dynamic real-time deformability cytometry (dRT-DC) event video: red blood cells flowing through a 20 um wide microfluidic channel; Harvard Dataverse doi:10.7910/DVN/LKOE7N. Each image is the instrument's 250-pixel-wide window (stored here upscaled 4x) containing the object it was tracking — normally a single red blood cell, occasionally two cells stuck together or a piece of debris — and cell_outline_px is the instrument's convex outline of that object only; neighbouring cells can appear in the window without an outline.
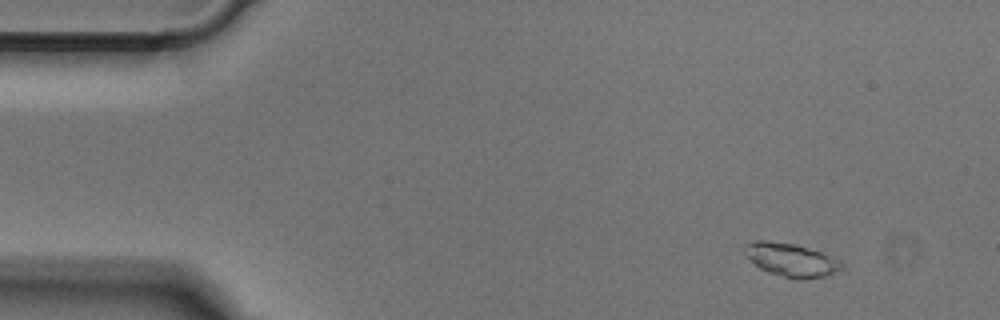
{"species": "Egyptian fruit bat (a non-hibernating species)", "species_latin": "Rousettus aegyptiacus", "temperature_condition": "cold", "stored_images_in_passage": 51, "segment_of_instrument_passage": [1, 2], "camera_frame_rate_fps": 3000, "um_per_image_px": 0.085, "animal": {"sex": "male"}, "frame": {"image": 1, "passage_image": 2, "time_ms": 0.333, "image_size_px": [1000, 320], "cell_outline_px": [[844, 268], [824, 276], [792, 280], [768, 272], [760, 268], [748, 256], [744, 244], [752, 240], [764, 240], [796, 244], [820, 252], [840, 260], [844, 264]], "centroid_in_image_um": [67.26, 22.09], "position_along_channel_um": 17.7, "area_um2": 18.67}}
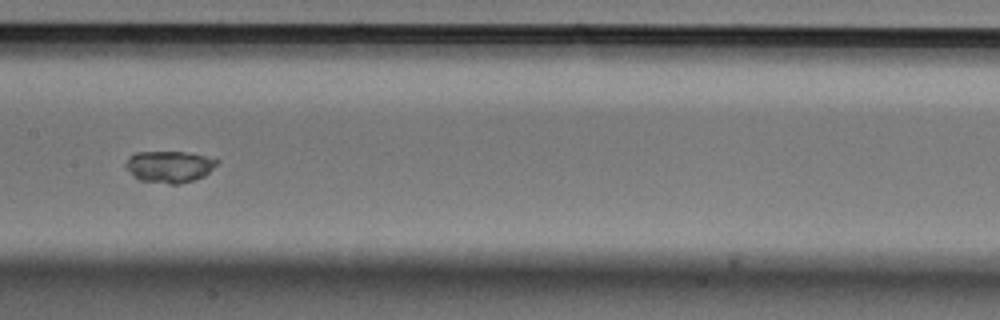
{"frame": {"image": 2, "passage_image": 23, "time_ms": 7.333, "image_size_px": [1000, 320], "cell_outline_px": [[220, 160], [204, 176], [192, 180], [176, 184], [168, 184], [140, 180], [124, 164], [128, 156], [136, 152], [184, 152], [204, 156]], "centroid_in_image_um": [14.38, 14.15], "position_along_channel_um": 193.0, "area_um2": 16.47}}
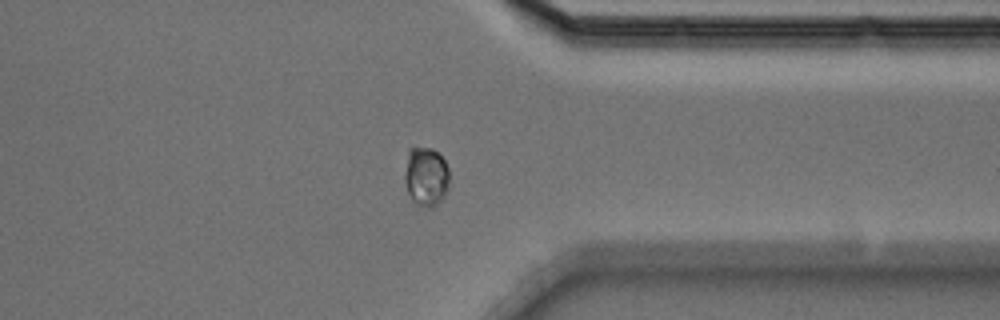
{"frame": {"image": 3, "passage_image": 38, "time_ms": 12.333, "image_size_px": [1000, 320], "cell_outline_px": [[448, 188], [444, 196], [432, 208], [416, 208], [408, 192], [404, 180], [404, 176], [408, 148], [432, 148], [444, 160], [448, 168]], "centroid_in_image_um": [36.18, 15.05], "position_along_channel_um": 375.2, "area_um2": 15.61}}